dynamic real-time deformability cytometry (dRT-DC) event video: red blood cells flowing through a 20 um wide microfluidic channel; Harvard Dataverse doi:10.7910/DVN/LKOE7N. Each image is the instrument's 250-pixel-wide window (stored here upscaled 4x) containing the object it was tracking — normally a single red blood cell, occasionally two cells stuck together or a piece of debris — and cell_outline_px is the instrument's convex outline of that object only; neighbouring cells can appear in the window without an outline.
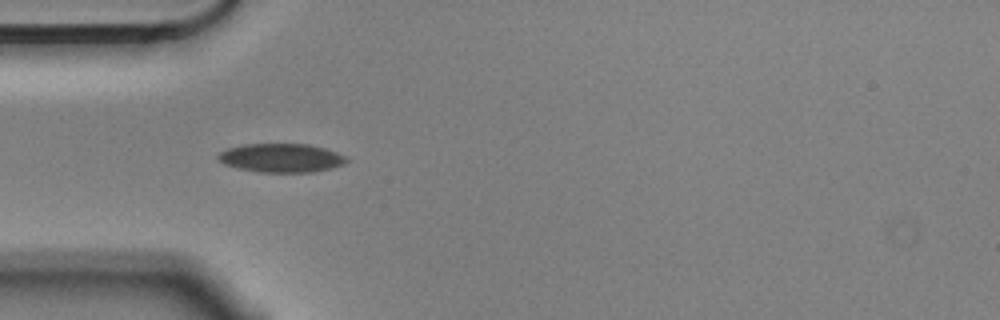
{"species": "Egyptian fruit bat (a non-hibernating species)", "species_latin": "Rousettus aegyptiacus", "temperature_condition": "cold", "stored_images_in_passage": 5, "camera_frame_rate_fps": 3000, "um_per_image_px": 0.085, "animal": {"sex": "male"}, "frame": {"image": 1, "passage_image": 4, "time_ms": 1.0, "image_size_px": [1000, 320], "cell_outline_px": [[348, 160], [344, 164], [332, 168], [312, 172], [260, 172], [240, 168], [224, 164], [216, 156], [220, 152], [228, 148], [244, 144], [308, 144], [324, 148], [336, 152], [344, 156]], "centroid_in_image_um": [23.91, 13.42], "position_along_channel_um": 61.1, "area_um2": 21.33}}
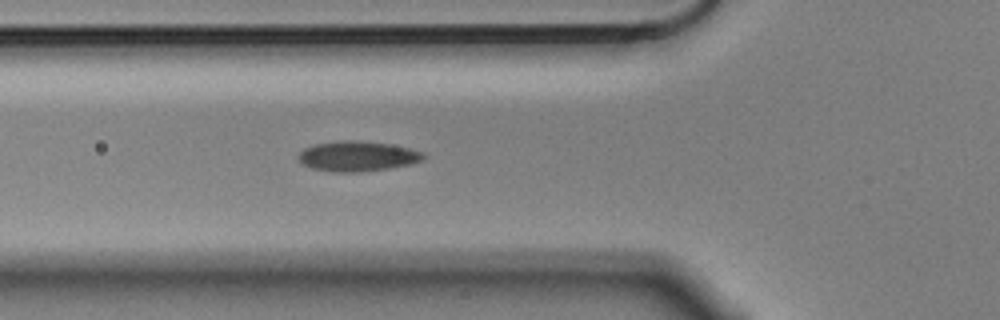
{"frame": {"image": 2, "passage_image": 5, "time_ms": 1.333, "image_size_px": [1000, 320], "cell_outline_px": [[424, 156], [420, 160], [408, 164], [388, 168], [360, 172], [332, 172], [312, 168], [304, 164], [296, 156], [304, 148], [316, 144], [340, 140], [352, 140], [388, 144], [408, 148], [424, 152]], "centroid_in_image_um": [30.33, 13.28], "position_along_channel_um": 95.5, "area_um2": 21.62}}